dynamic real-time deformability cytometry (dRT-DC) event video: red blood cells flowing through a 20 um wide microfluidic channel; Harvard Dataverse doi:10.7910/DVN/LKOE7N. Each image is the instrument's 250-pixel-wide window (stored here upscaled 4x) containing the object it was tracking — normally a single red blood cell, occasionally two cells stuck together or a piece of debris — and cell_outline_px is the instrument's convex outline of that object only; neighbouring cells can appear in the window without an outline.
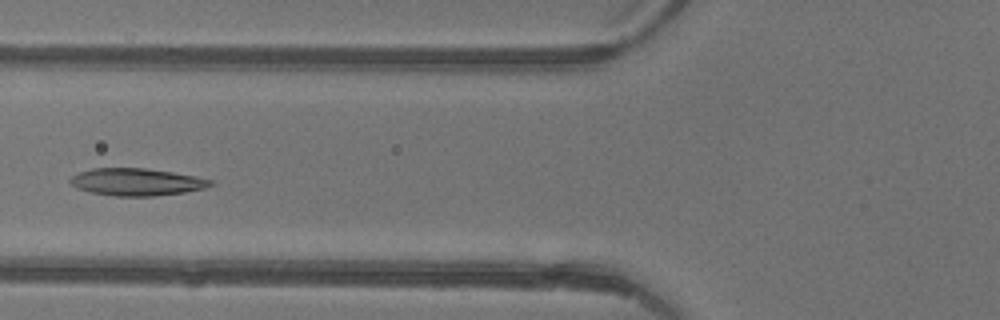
{"species": "common noctule bat (a hibernating species)", "species_latin": "Nyctalus noctula", "temperature_condition": "warm", "stored_images_in_passage": 5, "camera_frame_rate_fps": 3000, "um_per_image_px": 0.085, "animal": {"sex": "female"}, "frame": {"image": 1, "passage_image": 4, "time_ms": 1.0, "image_size_px": [1000, 320], "cell_outline_px": [[216, 184], [204, 188], [184, 192], [156, 196], [116, 196], [88, 192], [76, 188], [68, 180], [72, 176], [80, 172], [92, 168], [144, 168], [172, 172], [196, 176], [212, 180]], "centroid_in_image_um": [11.61, 15.47], "position_along_channel_um": 114.2, "area_um2": 22.37}}
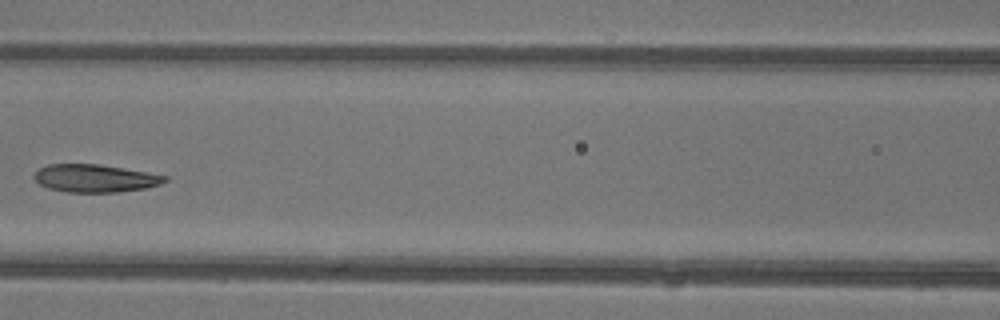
{"frame": {"image": 2, "passage_image": 5, "time_ms": 1.333, "image_size_px": [1000, 320], "cell_outline_px": [[168, 180], [160, 184], [144, 188], [116, 192], [68, 192], [48, 188], [40, 184], [32, 176], [40, 168], [48, 164], [96, 164], [148, 172], [168, 176]], "centroid_in_image_um": [8.08, 15.15], "position_along_channel_um": 158.5, "area_um2": 20.98}}